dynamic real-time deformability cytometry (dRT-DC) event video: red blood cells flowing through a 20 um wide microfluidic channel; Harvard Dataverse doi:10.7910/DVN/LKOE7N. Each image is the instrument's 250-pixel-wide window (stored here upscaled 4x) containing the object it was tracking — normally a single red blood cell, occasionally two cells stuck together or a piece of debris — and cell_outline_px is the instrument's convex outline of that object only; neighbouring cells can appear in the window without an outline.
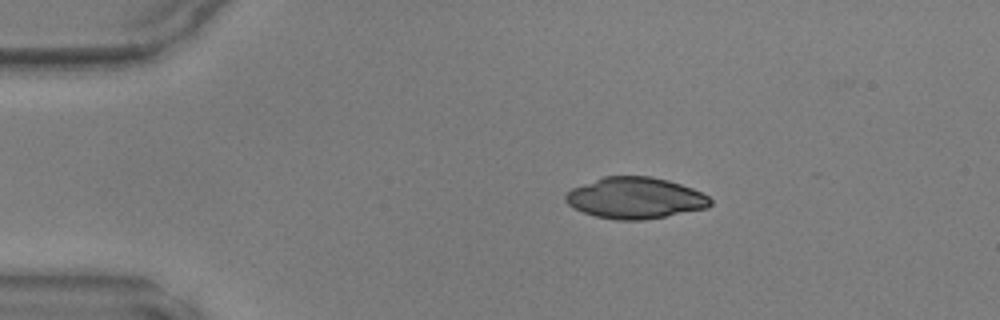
{"species": "common noctule bat (a hibernating species)", "species_latin": "Nyctalus noctula", "temperature_condition": "warm", "stored_images_in_passage": 6, "camera_frame_rate_fps": 3000, "um_per_image_px": 0.085, "animal": {"sex": "male", "body_mass_g": 17.9, "forearm_length_mm": 54.2}, "frame": {"image": 1, "passage_image": 1, "time_ms": 0.0, "image_size_px": [1000, 320], "cell_outline_px": [[712, 204], [708, 208], [644, 220], [616, 220], [596, 216], [584, 212], [568, 204], [564, 200], [564, 196], [572, 188], [604, 176], [652, 176], [668, 180], [692, 188], [708, 196], [712, 200]], "centroid_in_image_um": [54.01, 16.83], "position_along_channel_um": 31.0, "area_um2": 34.74}}